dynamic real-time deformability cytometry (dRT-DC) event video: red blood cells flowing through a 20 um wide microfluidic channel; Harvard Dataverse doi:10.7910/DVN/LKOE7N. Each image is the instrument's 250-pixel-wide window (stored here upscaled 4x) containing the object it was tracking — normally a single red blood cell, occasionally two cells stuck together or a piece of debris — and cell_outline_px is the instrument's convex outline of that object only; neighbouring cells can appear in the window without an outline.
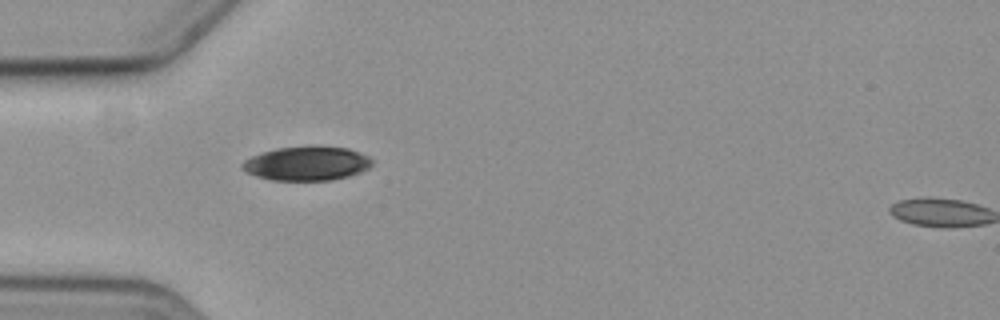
{"species": "common noctule bat (a hibernating species)", "species_latin": "Nyctalus noctula", "temperature_condition": "cold", "stored_images_in_passage": 3, "segment_of_instrument_passage": [1, 2], "camera_frame_rate_fps": 3000, "um_per_image_px": 0.085, "animal": {"sex": "female", "body_mass_g": 19.3, "forearm_length_mm": 54.1}, "frame": {"image": 1, "passage_image": 2, "time_ms": 1.333, "image_size_px": [1000, 320], "cell_outline_px": [[372, 164], [368, 168], [360, 172], [348, 176], [332, 180], [272, 180], [256, 176], [248, 172], [240, 164], [244, 160], [252, 156], [276, 148], [312, 144], [348, 148], [360, 152], [368, 156], [372, 160]], "centroid_in_image_um": [26.11, 13.86], "position_along_channel_um": 58.9, "area_um2": 26.07}}